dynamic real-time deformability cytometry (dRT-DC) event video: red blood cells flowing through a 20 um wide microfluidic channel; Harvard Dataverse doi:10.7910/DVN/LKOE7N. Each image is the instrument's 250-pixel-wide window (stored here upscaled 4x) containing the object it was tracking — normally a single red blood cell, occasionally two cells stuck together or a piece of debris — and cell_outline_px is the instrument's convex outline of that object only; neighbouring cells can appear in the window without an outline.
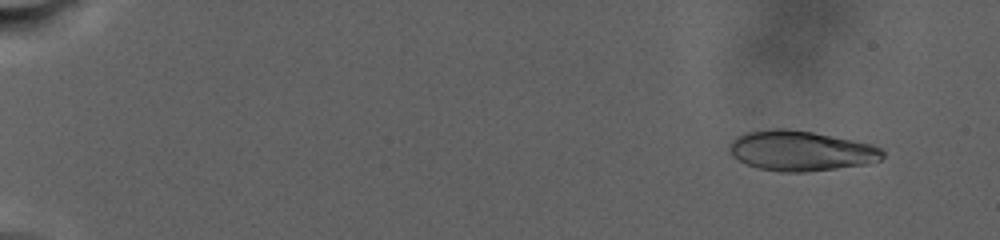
{"species": "human", "species_latin": "Homo sapiens", "temperature_condition": "warm", "stored_images_in_passage": 16, "camera_frame_rate_fps": 3000, "um_per_image_px": 0.085, "donor": {"sex": "male"}, "frame": {"image": 1, "passage_image": 3, "time_ms": 2.0, "image_size_px": [1000, 240], "cell_outline_px": [[884, 156], [880, 160], [864, 164], [808, 172], [780, 172], [756, 168], [732, 156], [728, 148], [732, 140], [736, 136], [744, 132], [772, 128], [788, 128], [812, 132], [872, 144], [880, 148], [884, 152]], "centroid_in_image_um": [68.03, 12.81], "position_along_channel_um": 17.0, "area_um2": 35.89}}
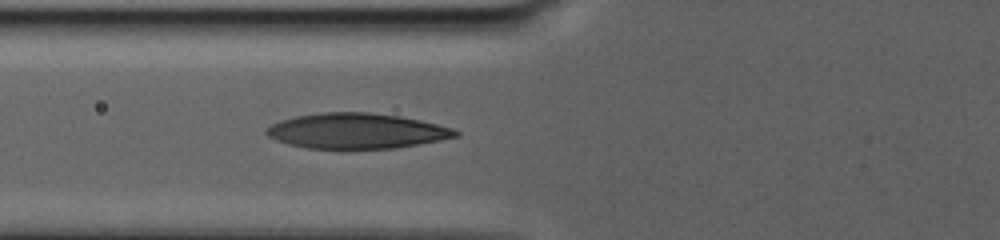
{"frame": {"image": 2, "passage_image": 14, "time_ms": 12.333, "image_size_px": [1000, 240], "cell_outline_px": [[460, 136], [420, 144], [396, 148], [340, 152], [308, 148], [288, 144], [276, 140], [268, 136], [264, 132], [264, 128], [280, 120], [296, 116], [324, 112], [368, 112], [400, 116], [420, 120], [452, 128], [460, 132]], "centroid_in_image_um": [30.28, 11.17], "position_along_channel_um": 95.5, "area_um2": 40.17}}
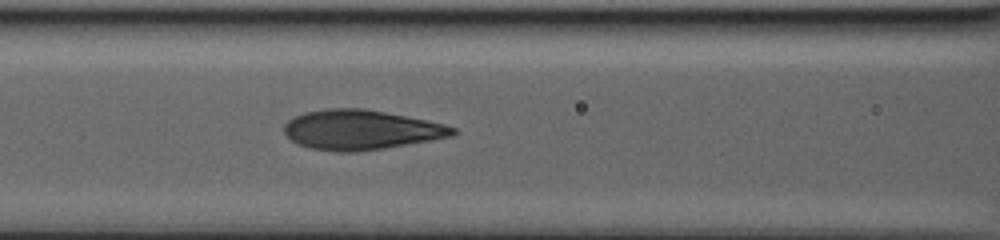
{"frame": {"image": 3, "passage_image": 16, "time_ms": 14.0, "image_size_px": [1000, 240], "cell_outline_px": [[456, 132], [452, 136], [408, 144], [384, 148], [356, 152], [336, 152], [308, 148], [296, 144], [284, 132], [284, 124], [288, 120], [304, 112], [328, 108], [364, 108], [444, 124], [456, 128]], "centroid_in_image_um": [30.63, 11.04], "position_along_channel_um": 136.0, "area_um2": 38.9}}